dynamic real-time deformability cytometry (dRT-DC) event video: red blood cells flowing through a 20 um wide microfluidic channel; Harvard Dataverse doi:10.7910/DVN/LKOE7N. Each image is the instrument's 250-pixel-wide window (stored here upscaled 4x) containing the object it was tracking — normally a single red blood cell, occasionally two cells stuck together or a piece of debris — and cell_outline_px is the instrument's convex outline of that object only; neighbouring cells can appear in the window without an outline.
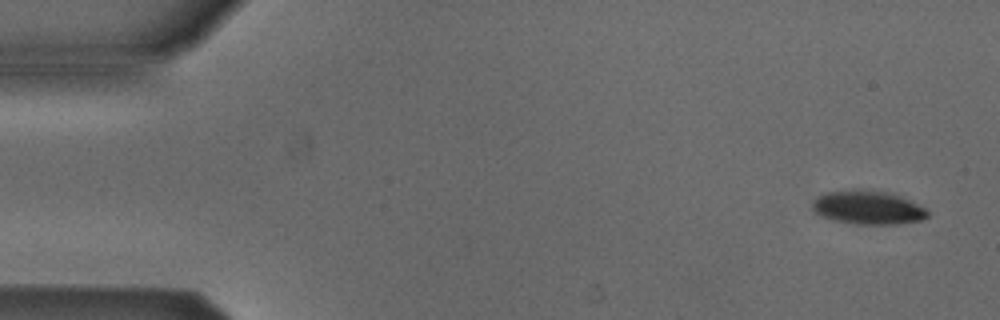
{"species": "Egyptian fruit bat (a non-hibernating species)", "species_latin": "Rousettus aegyptiacus", "temperature_condition": "cold", "stored_images_in_passage": 6, "camera_frame_rate_fps": 3000, "um_per_image_px": 0.085, "animal": {"sex": "male"}, "frame": {"image": 1, "passage_image": 1, "time_ms": 0.0, "image_size_px": [1000, 320], "cell_outline_px": [[928, 216], [924, 220], [896, 224], [856, 224], [836, 220], [824, 216], [816, 212], [812, 208], [812, 204], [824, 192], [852, 188], [872, 188], [888, 192], [900, 196], [924, 208], [928, 212]], "centroid_in_image_um": [73.79, 17.61], "position_along_channel_um": 11.2, "area_um2": 22.72}}
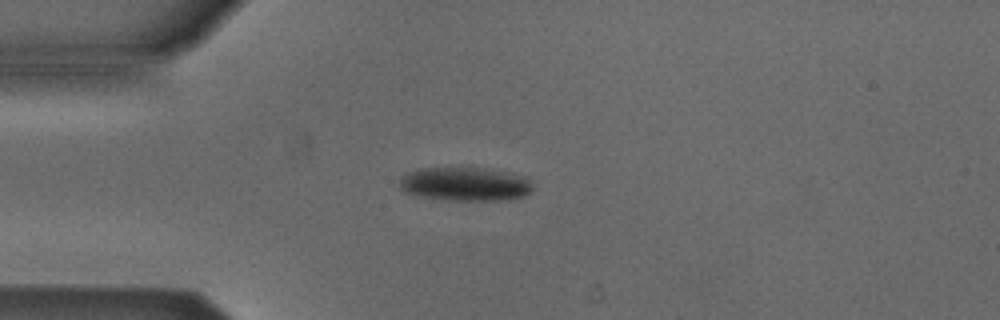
{"frame": {"image": 2, "passage_image": 4, "time_ms": 1.0, "image_size_px": [1000, 320], "cell_outline_px": [[532, 188], [524, 196], [496, 200], [448, 200], [420, 196], [404, 192], [396, 184], [400, 176], [408, 172], [420, 168], [484, 168], [512, 172], [528, 176], [532, 184]], "centroid_in_image_um": [39.5, 15.63], "position_along_channel_um": 45.5, "area_um2": 26.47}}